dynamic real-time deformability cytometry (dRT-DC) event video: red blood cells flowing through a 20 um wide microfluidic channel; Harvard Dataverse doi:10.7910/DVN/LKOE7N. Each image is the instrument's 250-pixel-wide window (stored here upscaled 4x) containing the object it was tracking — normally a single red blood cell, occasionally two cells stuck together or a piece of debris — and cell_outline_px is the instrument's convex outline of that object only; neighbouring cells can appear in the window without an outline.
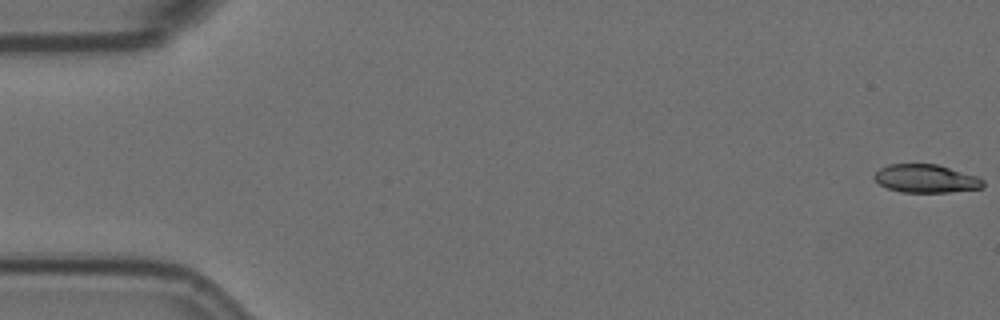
{"species": "Egyptian fruit bat (a non-hibernating species)", "species_latin": "Rousettus aegyptiacus", "temperature_condition": "room temperature", "stored_images_in_passage": 20, "camera_frame_rate_fps": 3000, "um_per_image_px": 0.085, "animal": {"sex": "female"}, "frame": {"image": 1, "passage_image": 1, "time_ms": 0.0, "image_size_px": [1000, 320], "cell_outline_px": [[984, 184], [980, 188], [948, 192], [900, 192], [888, 188], [880, 184], [872, 176], [880, 168], [888, 164], [936, 164], [976, 176], [984, 180]], "centroid_in_image_um": [78.67, 15.18], "position_along_channel_um": 6.3, "area_um2": 17.69}}
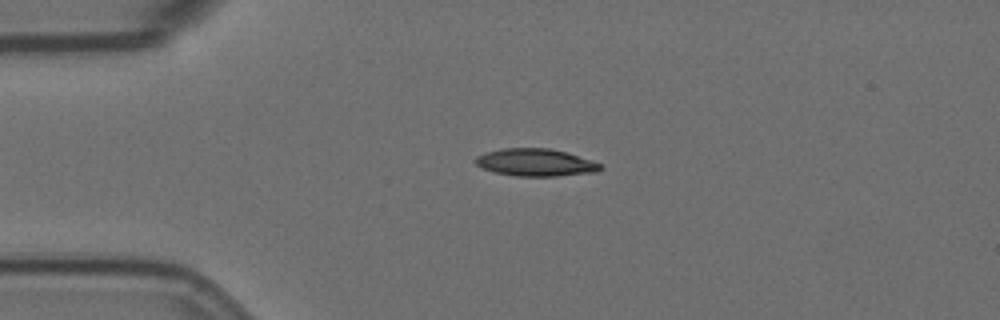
{"frame": {"image": 2, "passage_image": 14, "time_ms": 4.333, "image_size_px": [1000, 320], "cell_outline_px": [[604, 168], [596, 172], [556, 176], [516, 176], [496, 172], [484, 168], [476, 164], [472, 160], [476, 156], [500, 148], [552, 148], [568, 152], [600, 164]], "centroid_in_image_um": [45.52, 13.8], "position_along_channel_um": 39.5, "area_um2": 19.94}}
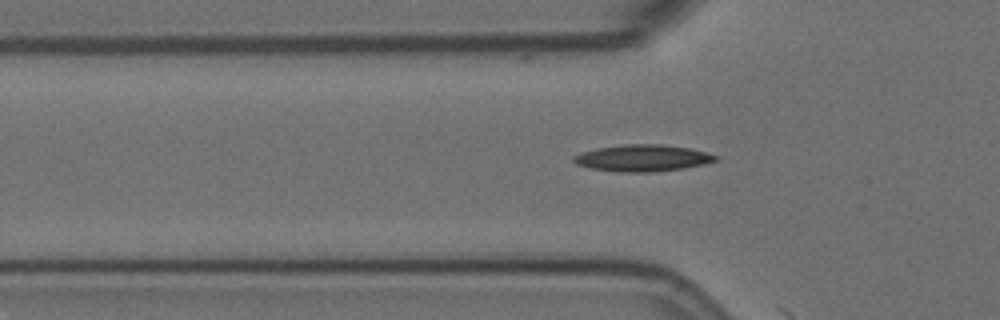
{"frame": {"image": 3, "passage_image": 19, "time_ms": 6.0, "image_size_px": [1000, 320], "cell_outline_px": [[716, 160], [704, 164], [684, 168], [652, 172], [616, 172], [592, 168], [576, 164], [572, 160], [572, 156], [596, 148], [624, 144], [660, 144], [688, 148], [704, 152], [716, 156]], "centroid_in_image_um": [54.57, 13.44], "position_along_channel_um": 71.2, "area_um2": 21.85}}